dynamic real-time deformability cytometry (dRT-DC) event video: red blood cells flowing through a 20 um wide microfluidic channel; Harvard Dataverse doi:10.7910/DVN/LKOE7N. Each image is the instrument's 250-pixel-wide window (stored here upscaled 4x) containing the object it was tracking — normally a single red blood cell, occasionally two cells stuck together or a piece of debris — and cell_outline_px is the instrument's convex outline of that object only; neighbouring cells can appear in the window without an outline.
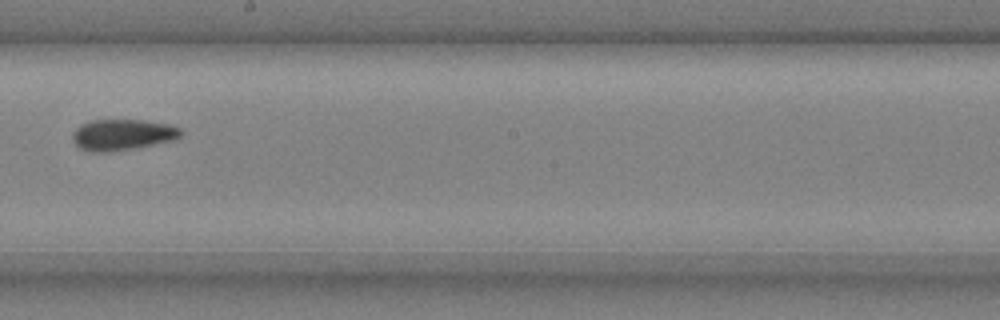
{"species": "common noctule bat (a hibernating species)", "species_latin": "Nyctalus noctula", "temperature_condition": "cold", "stored_images_in_passage": 5, "camera_frame_rate_fps": 3000, "um_per_image_px": 0.085, "animal": {"sex": "male", "body_mass_g": 20.4}, "frame": {"image": 1, "passage_image": 5, "time_ms": 1.333, "image_size_px": [1000, 320], "cell_outline_px": [[184, 132], [180, 136], [172, 140], [132, 148], [108, 152], [92, 152], [80, 148], [72, 140], [72, 136], [76, 128], [80, 124], [88, 120], [144, 120], [168, 124], [180, 128]], "centroid_in_image_um": [10.38, 11.44], "position_along_channel_um": 237.8, "area_um2": 19.48}}